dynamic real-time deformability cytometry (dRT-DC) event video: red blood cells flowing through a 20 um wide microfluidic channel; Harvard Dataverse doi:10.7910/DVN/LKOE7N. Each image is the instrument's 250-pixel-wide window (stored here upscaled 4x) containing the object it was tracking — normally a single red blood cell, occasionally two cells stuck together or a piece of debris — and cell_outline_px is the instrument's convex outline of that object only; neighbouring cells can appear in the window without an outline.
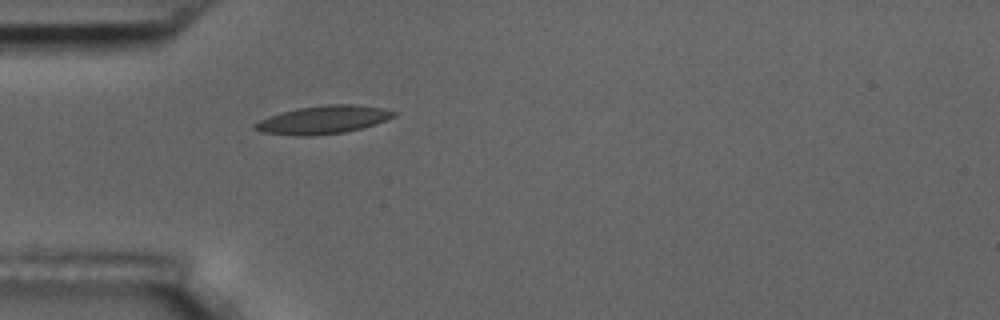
{"species": "common noctule bat (a hibernating species)", "species_latin": "Nyctalus noctula", "temperature_condition": "room temperature", "stored_images_in_passage": 2, "camera_frame_rate_fps": 3000, "um_per_image_px": 0.085, "animal": {"sex": "male", "body_mass_g": 17.5, "forearm_length_mm": 52.3}, "frame": {"image": 1, "passage_image": 2, "time_ms": 1.333, "image_size_px": [1000, 320], "cell_outline_px": [[396, 116], [376, 124], [344, 132], [312, 136], [296, 136], [264, 132], [252, 128], [252, 124], [268, 116], [280, 112], [300, 108], [328, 104], [356, 104], [384, 108], [396, 112]], "centroid_in_image_um": [27.47, 10.18], "position_along_channel_um": 57.5, "area_um2": 22.77}}